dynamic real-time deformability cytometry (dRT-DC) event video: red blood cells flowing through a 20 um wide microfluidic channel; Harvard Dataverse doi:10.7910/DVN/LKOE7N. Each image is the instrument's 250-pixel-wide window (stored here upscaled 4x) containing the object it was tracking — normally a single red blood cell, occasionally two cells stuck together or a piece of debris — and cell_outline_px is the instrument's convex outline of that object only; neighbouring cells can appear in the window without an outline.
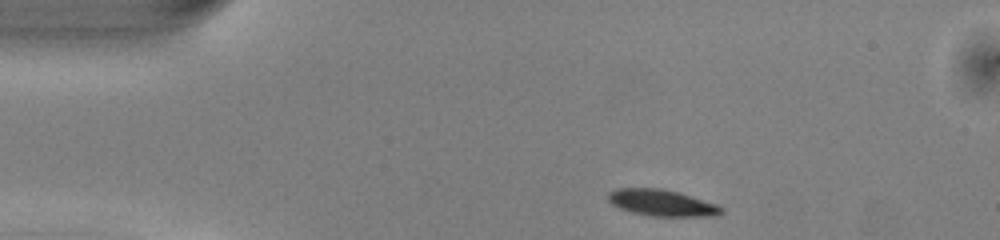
{"species": "common noctule bat (a hibernating species)", "species_latin": "Nyctalus noctula", "temperature_condition": "warm", "stored_images_in_passage": 42, "camera_frame_rate_fps": 3000, "um_per_image_px": 0.085, "animal": {"sex": "male", "body_mass_g": 13.0, "forearm_length_mm": 53.1}, "frame": {"image": 1, "passage_image": 1, "time_ms": 0.0, "image_size_px": [1000, 240], "cell_outline_px": [[724, 212], [716, 216], [652, 216], [632, 212], [620, 208], [612, 204], [608, 200], [608, 192], [616, 188], [660, 188], [676, 192], [716, 204], [724, 208]], "centroid_in_image_um": [56.24, 17.24], "position_along_channel_um": 28.8, "area_um2": 17.28}}
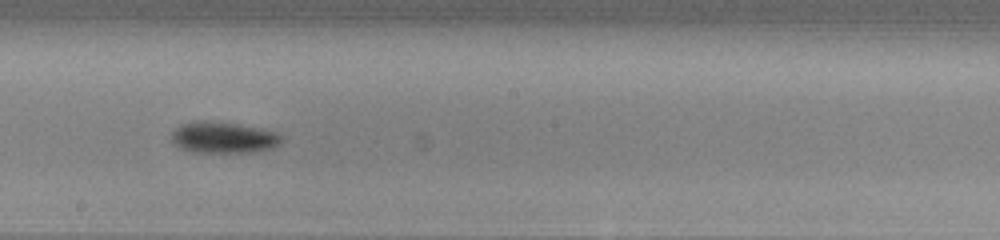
{"frame": {"image": 2, "passage_image": 20, "time_ms": 6.333, "image_size_px": [1000, 240], "cell_outline_px": [[284, 140], [280, 144], [272, 148], [252, 152], [192, 152], [180, 148], [172, 140], [172, 132], [180, 124], [192, 120], [200, 120], [240, 124], [264, 128], [280, 132], [284, 136]], "centroid_in_image_um": [19.06, 11.67], "position_along_channel_um": 229.1, "area_um2": 20.52}}
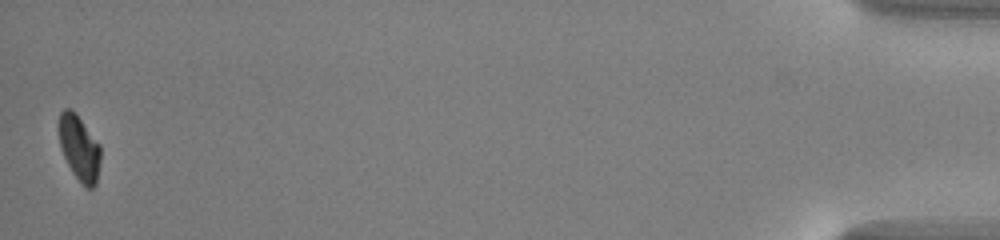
{"frame": {"image": 3, "passage_image": 42, "time_ms": 13.667, "image_size_px": [1000, 240], "cell_outline_px": [[100, 160], [96, 184], [92, 188], [88, 188], [72, 172], [64, 156], [60, 144], [60, 112], [64, 108], [68, 108], [76, 112], [100, 144]], "centroid_in_image_um": [6.76, 12.55], "position_along_channel_um": 428.4, "area_um2": 15.55}, "authors_computed_cell_mechanics": {"area_um2": 17.9469, "velocity_mm_per_s": 4.0689, "shape_relaxation_time_tau1_ms": 1.6452, "shape_relaxation_time_tau2_ms": null, "deformation_change_tau1": 0.1015, "deformation_change_tau2": null}}